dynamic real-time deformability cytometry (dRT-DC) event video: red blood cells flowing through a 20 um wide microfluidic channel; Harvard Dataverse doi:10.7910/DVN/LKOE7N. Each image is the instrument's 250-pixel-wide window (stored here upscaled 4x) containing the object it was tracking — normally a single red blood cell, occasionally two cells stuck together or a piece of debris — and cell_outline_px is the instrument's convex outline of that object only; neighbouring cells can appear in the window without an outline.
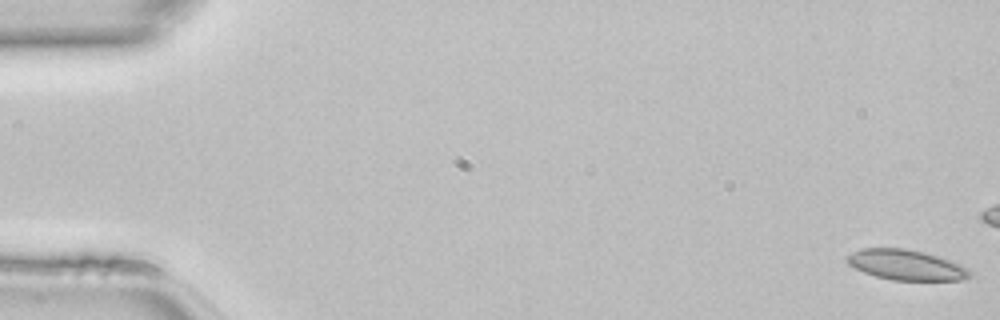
{"species": "common noctule bat (a hibernating species)", "species_latin": "Nyctalus noctula", "temperature_condition": "room temperature", "stored_images_in_passage": 12, "camera_frame_rate_fps": 3000, "um_per_image_px": 0.085, "animal": {"sex": "female", "body_mass_g": 22.7, "forearm_length_mm": 54.2}, "frame": {"image": 1, "passage_image": 1, "time_ms": 0.0, "image_size_px": [1000, 320], "cell_outline_px": [[972, 276], [968, 280], [892, 280], [876, 276], [864, 272], [848, 264], [848, 256], [852, 252], [860, 248], [908, 248], [924, 252], [948, 260], [968, 268], [972, 272]], "centroid_in_image_um": [77.06, 22.52], "position_along_channel_um": 7.9, "area_um2": 21.62}}